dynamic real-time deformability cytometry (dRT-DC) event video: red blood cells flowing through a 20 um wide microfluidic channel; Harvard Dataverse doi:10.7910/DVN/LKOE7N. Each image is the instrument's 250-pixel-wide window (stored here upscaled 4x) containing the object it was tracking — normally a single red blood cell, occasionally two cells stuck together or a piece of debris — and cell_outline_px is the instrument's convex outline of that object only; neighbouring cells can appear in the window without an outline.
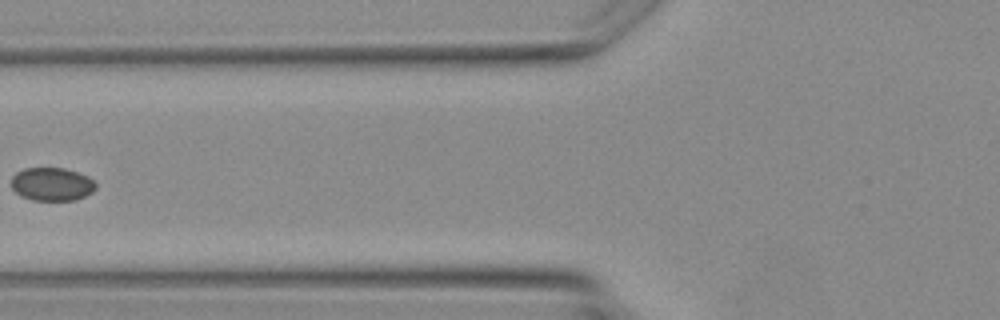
{"species": "Egyptian fruit bat (a non-hibernating species)", "species_latin": "Rousettus aegyptiacus", "temperature_condition": "warm", "stored_images_in_passage": 4, "camera_frame_rate_fps": 3000, "um_per_image_px": 0.085, "animal": {"sex": "female"}, "frame": {"image": 1, "passage_image": 4, "time_ms": 3.667, "image_size_px": [1000, 320], "cell_outline_px": [[96, 188], [92, 192], [76, 200], [32, 200], [16, 192], [12, 188], [12, 176], [16, 172], [24, 168], [64, 168], [88, 176], [96, 184]], "centroid_in_image_um": [4.41, 15.65], "position_along_channel_um": 121.4, "area_um2": 16.24}}